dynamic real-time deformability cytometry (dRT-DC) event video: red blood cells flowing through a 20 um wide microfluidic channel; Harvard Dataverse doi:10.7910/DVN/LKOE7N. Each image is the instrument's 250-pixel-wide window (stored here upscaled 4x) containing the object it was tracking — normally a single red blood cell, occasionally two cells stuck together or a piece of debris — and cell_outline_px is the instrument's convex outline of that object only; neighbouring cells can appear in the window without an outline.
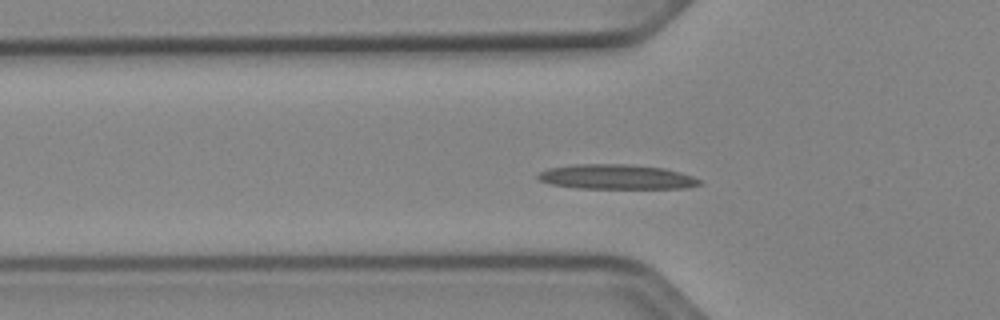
{"species": "Egyptian fruit bat (a non-hibernating species)", "species_latin": "Rousettus aegyptiacus", "temperature_condition": "cold", "stored_images_in_passage": 51, "camera_frame_rate_fps": 3000, "um_per_image_px": 0.085, "animal": {"sex": "female"}, "frame": {"image": 1, "passage_image": 15, "time_ms": 4.667, "image_size_px": [1000, 320], "cell_outline_px": [[700, 184], [688, 188], [576, 188], [552, 184], [540, 180], [536, 176], [540, 172], [548, 168], [576, 164], [628, 164], [664, 168], [692, 176], [700, 180]], "centroid_in_image_um": [52.38, 15.03], "position_along_channel_um": 73.4, "area_um2": 23.12}}
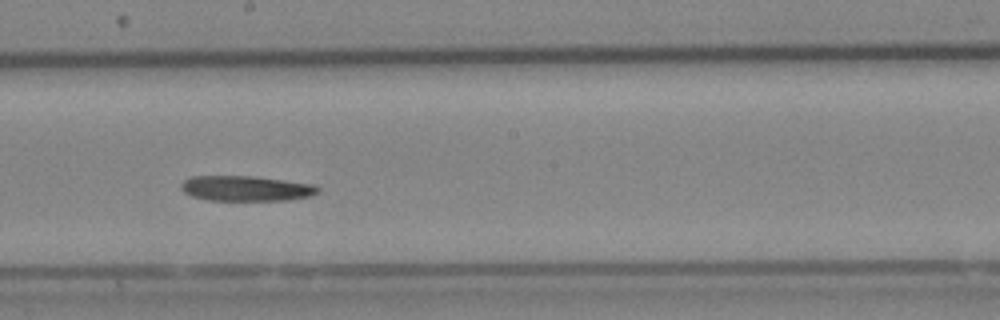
{"frame": {"image": 2, "passage_image": 27, "time_ms": 8.667, "image_size_px": [1000, 320], "cell_outline_px": [[320, 192], [312, 196], [288, 200], [208, 200], [192, 196], [184, 192], [180, 188], [180, 184], [184, 180], [192, 176], [252, 176], [316, 184], [320, 188]], "centroid_in_image_um": [20.95, 16.01], "position_along_channel_um": 227.2, "area_um2": 20.29}}
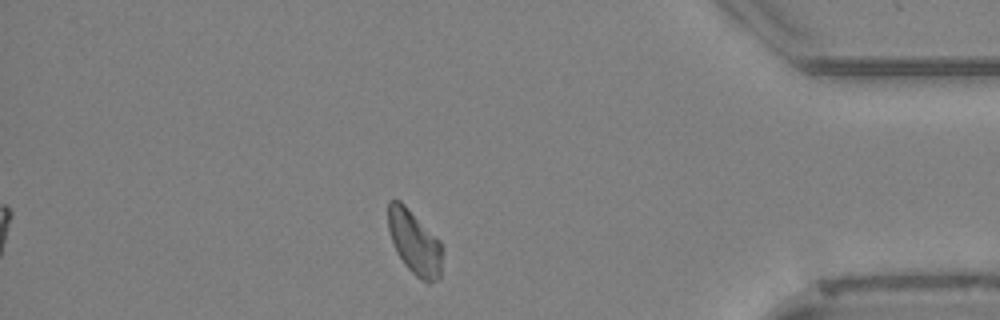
{"frame": {"image": 3, "passage_image": 43, "time_ms": 14.0, "image_size_px": [1000, 320], "cell_outline_px": [[440, 276], [436, 280], [428, 284], [416, 276], [404, 264], [396, 252], [388, 228], [388, 200], [400, 200], [440, 240]], "centroid_in_image_um": [35.2, 20.6], "position_along_channel_um": 400.0, "area_um2": 19.88}}